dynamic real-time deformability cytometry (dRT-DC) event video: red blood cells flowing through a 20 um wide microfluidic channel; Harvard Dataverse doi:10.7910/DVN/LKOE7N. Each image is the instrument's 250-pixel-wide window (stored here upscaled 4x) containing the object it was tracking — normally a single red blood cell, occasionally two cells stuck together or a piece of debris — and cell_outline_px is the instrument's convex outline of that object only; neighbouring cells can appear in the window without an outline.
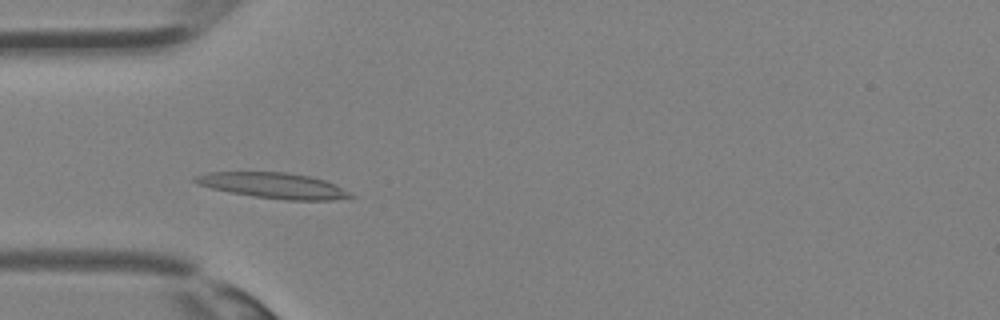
{"species": "Egyptian fruit bat (a non-hibernating species)", "species_latin": "Rousettus aegyptiacus", "temperature_condition": "room temperature", "stored_images_in_passage": 28, "camera_frame_rate_fps": 3000, "um_per_image_px": 0.085, "animal": {"sex": "female"}, "frame": {"image": 1, "passage_image": 3, "time_ms": 0.667, "image_size_px": [1000, 320], "cell_outline_px": [[356, 196], [352, 200], [284, 200], [252, 196], [212, 188], [200, 184], [192, 180], [192, 176], [208, 172], [284, 172], [312, 176], [336, 184]], "centroid_in_image_um": [23.34, 15.78], "position_along_channel_um": 61.7, "area_um2": 23.47}}
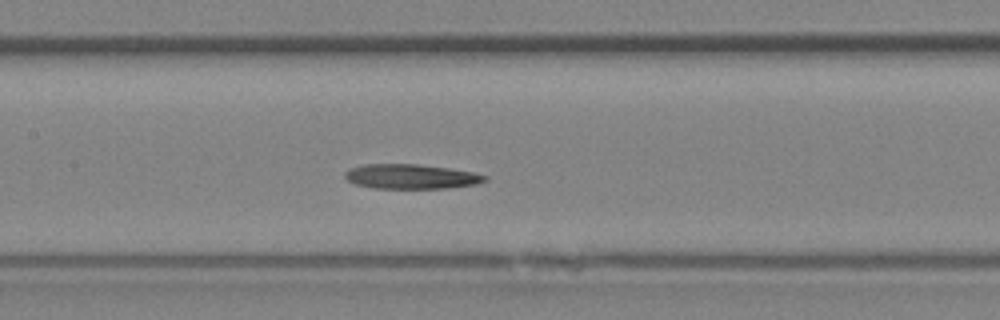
{"frame": {"image": 2, "passage_image": 9, "time_ms": 2.667, "image_size_px": [1000, 320], "cell_outline_px": [[488, 180], [476, 184], [444, 188], [376, 188], [356, 184], [348, 180], [344, 176], [344, 172], [348, 168], [364, 164], [416, 164], [448, 168], [472, 172], [488, 176]], "centroid_in_image_um": [34.92, 15.0], "position_along_channel_um": 172.5, "area_um2": 20.0}}
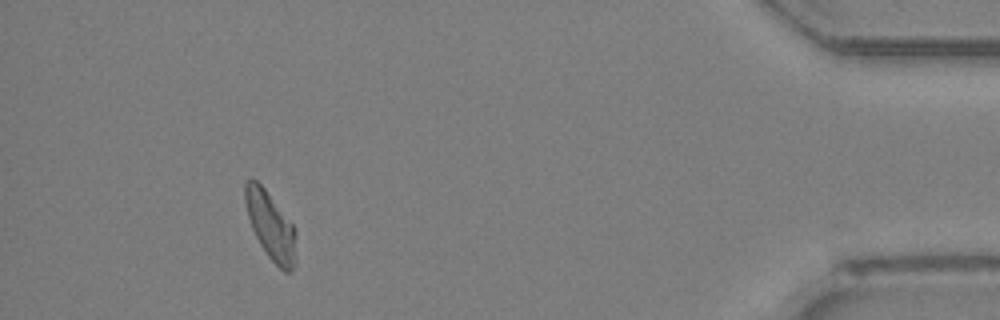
{"frame": {"image": 3, "passage_image": 25, "time_ms": 8.0, "image_size_px": [1000, 320], "cell_outline_px": [[296, 264], [288, 272], [284, 272], [268, 256], [260, 244], [252, 228], [248, 216], [244, 200], [244, 184], [252, 176], [264, 188], [296, 228]], "centroid_in_image_um": [23.01, 19.18], "position_along_channel_um": 412.2, "area_um2": 20.11}}